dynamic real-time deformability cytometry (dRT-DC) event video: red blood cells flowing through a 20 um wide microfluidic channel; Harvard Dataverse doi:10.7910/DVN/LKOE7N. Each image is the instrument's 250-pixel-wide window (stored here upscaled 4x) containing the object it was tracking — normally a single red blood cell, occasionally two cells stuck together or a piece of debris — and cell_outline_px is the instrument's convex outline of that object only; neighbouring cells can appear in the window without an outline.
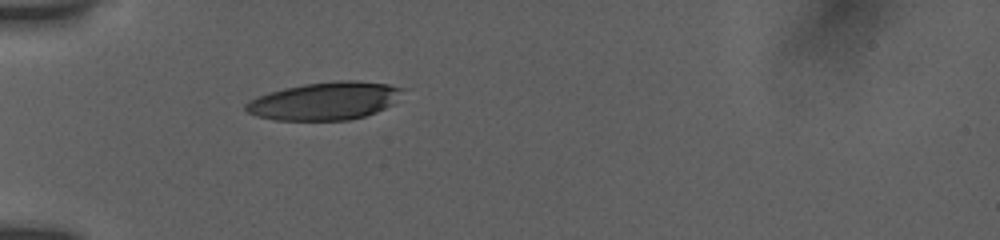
{"species": "human", "species_latin": "Homo sapiens", "temperature_condition": "room temperature", "stored_images_in_passage": 1, "camera_frame_rate_fps": 3000, "um_per_image_px": 0.085, "donor": {"sex": "female"}, "frame": {"image": 1, "passage_image": 1, "time_ms": 0.0, "image_size_px": [1000, 240], "cell_outline_px": [[408, 88], [392, 104], [376, 112], [364, 116], [348, 120], [276, 120], [256, 116], [248, 112], [244, 108], [244, 104], [268, 92], [284, 88], [304, 84], [332, 80], [356, 80], [388, 84]], "centroid_in_image_um": [27.65, 8.57], "position_along_channel_um": 57.4, "area_um2": 34.68}}